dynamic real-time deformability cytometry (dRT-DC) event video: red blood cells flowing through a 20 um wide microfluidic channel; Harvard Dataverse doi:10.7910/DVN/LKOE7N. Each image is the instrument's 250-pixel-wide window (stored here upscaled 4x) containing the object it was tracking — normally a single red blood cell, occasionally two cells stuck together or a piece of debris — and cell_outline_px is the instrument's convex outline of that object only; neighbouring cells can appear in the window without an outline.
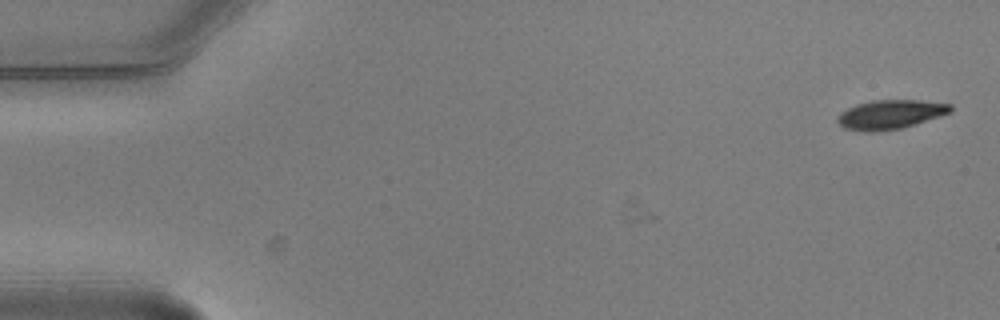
{"species": "common noctule bat (a hibernating species)", "species_latin": "Nyctalus noctula", "temperature_condition": "warm", "stored_images_in_passage": 4, "camera_frame_rate_fps": 3000, "um_per_image_px": 0.085, "animal": {"sex": "male", "body_mass_g": 20.5, "forearm_length_mm": 52.5}, "frame": {"image": 1, "passage_image": 1, "time_ms": 0.0, "image_size_px": [1000, 320], "cell_outline_px": [[952, 108], [948, 112], [940, 116], [900, 128], [872, 132], [868, 132], [844, 128], [836, 120], [836, 116], [840, 112], [856, 104], [872, 100], [920, 100], [952, 104]], "centroid_in_image_um": [75.63, 9.72], "position_along_channel_um": 9.4, "area_um2": 19.02}}
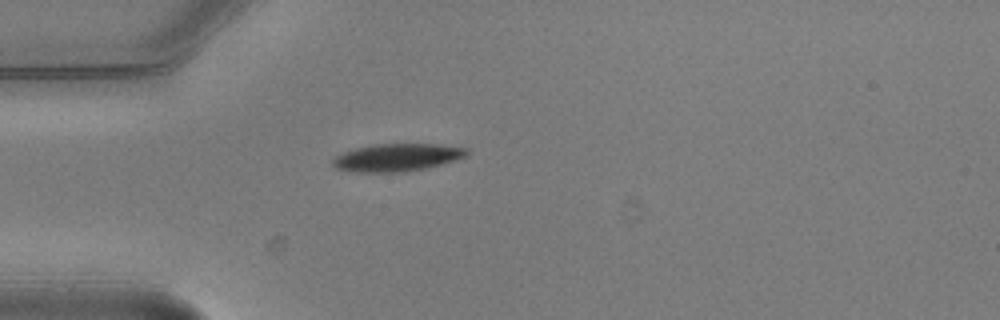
{"frame": {"image": 2, "passage_image": 4, "time_ms": 1.0, "image_size_px": [1000, 320], "cell_outline_px": [[468, 152], [464, 156], [440, 164], [424, 168], [400, 172], [356, 172], [336, 168], [332, 164], [332, 160], [336, 156], [344, 152], [356, 148], [376, 144], [436, 144], [468, 148]], "centroid_in_image_um": [33.7, 13.38], "position_along_channel_um": 51.3, "area_um2": 21.15}}